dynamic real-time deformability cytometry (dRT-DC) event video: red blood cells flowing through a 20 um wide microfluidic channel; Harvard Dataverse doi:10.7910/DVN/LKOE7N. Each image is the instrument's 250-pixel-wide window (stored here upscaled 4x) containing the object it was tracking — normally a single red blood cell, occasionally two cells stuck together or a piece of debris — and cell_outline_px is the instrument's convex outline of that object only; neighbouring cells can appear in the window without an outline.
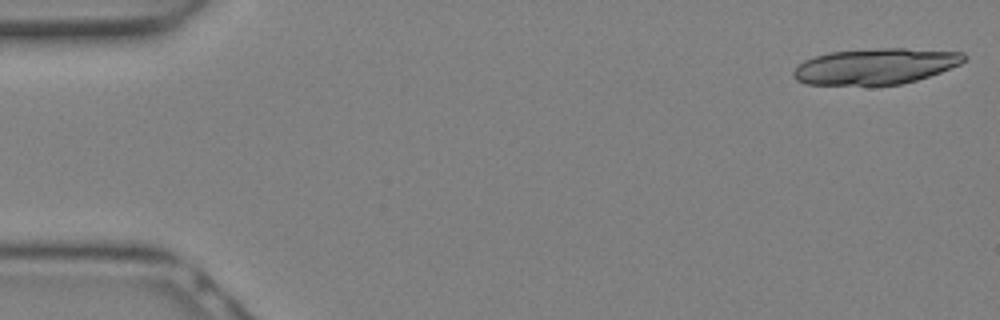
{"species": "Egyptian fruit bat (a non-hibernating species)", "species_latin": "Rousettus aegyptiacus", "temperature_condition": "warm", "stored_images_in_passage": 19, "segment_of_instrument_passage": [1, 2], "camera_frame_rate_fps": 3000, "um_per_image_px": 0.085, "animal": {"sex": "female"}, "frame": {"image": 1, "passage_image": 1, "time_ms": 0.0, "image_size_px": [1000, 320], "cell_outline_px": [[968, 60], [960, 64], [940, 72], [916, 80], [900, 84], [804, 84], [796, 80], [792, 76], [792, 72], [804, 60], [828, 52], [880, 48], [904, 48], [964, 52], [968, 56]], "centroid_in_image_um": [74.45, 5.62], "position_along_channel_um": 10.6, "area_um2": 35.55}}